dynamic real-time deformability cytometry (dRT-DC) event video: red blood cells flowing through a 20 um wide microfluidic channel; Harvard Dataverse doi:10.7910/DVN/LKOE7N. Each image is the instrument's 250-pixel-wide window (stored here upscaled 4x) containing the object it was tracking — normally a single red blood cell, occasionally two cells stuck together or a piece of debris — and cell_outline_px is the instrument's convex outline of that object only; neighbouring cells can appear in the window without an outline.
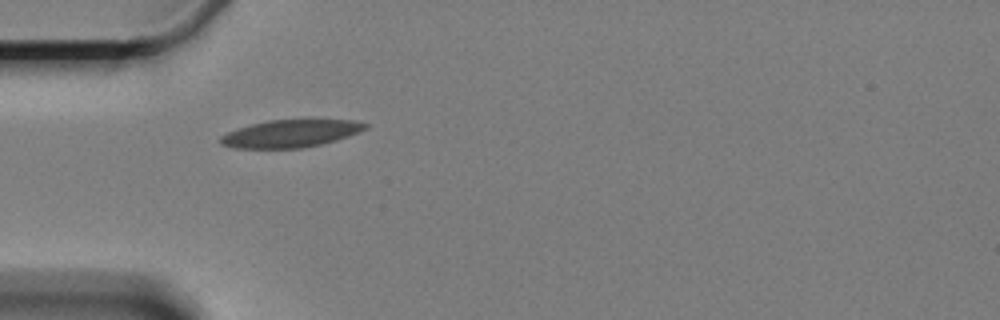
{"species": "Egyptian fruit bat (a non-hibernating species)", "species_latin": "Rousettus aegyptiacus", "temperature_condition": "cold", "stored_images_in_passage": 38, "camera_frame_rate_fps": 3000, "um_per_image_px": 0.085, "animal": {"sex": "female"}, "frame": {"image": 1, "passage_image": 1, "time_ms": 0.0, "image_size_px": [1000, 320], "cell_outline_px": [[368, 128], [348, 136], [336, 140], [320, 144], [300, 148], [232, 148], [220, 144], [220, 136], [236, 128], [268, 120], [308, 116], [356, 120], [368, 124]], "centroid_in_image_um": [24.77, 11.28], "position_along_channel_um": 60.2, "area_um2": 24.39}}
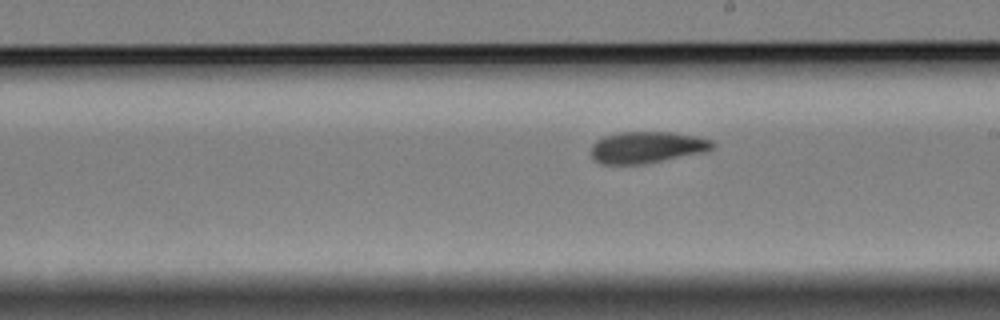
{"frame": {"image": 2, "passage_image": 17, "time_ms": 5.333, "image_size_px": [1000, 320], "cell_outline_px": [[716, 148], [704, 152], [640, 164], [600, 164], [592, 160], [592, 144], [596, 140], [604, 136], [616, 132], [672, 132], [696, 136], [712, 140], [716, 144]], "centroid_in_image_um": [54.98, 12.51], "position_along_channel_um": 234.0, "area_um2": 22.43}}
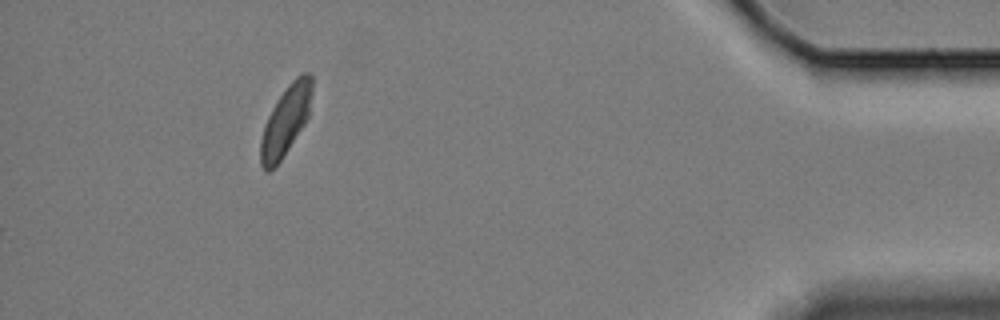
{"frame": {"image": 3, "passage_image": 38, "time_ms": 12.333, "image_size_px": [1000, 320], "cell_outline_px": [[312, 92], [308, 116], [304, 124], [280, 160], [268, 172], [264, 172], [260, 164], [260, 140], [268, 116], [272, 108], [288, 84], [300, 72], [308, 72], [312, 76]], "centroid_in_image_um": [24.28, 10.22], "position_along_channel_um": 410.9, "area_um2": 20.52}, "authors_computed_cell_mechanics": {"area_um2": 22.4842, "velocity_mm_per_s": 3.3002, "shape_relaxation_time_tau1_ms": 8.411, "shape_relaxation_time_tau2_ms": 1.8482, "deformation_change_tau1": 0.1669, "deformation_change_tau2": 0.0527}}